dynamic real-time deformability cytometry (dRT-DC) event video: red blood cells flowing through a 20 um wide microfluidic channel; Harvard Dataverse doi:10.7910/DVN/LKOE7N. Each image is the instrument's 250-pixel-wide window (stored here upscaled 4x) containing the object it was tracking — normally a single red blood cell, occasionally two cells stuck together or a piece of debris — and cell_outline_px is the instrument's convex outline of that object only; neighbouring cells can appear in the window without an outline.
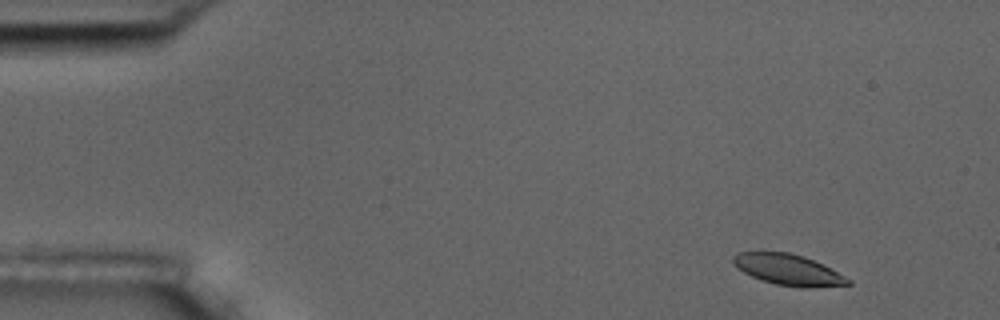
{"species": "common noctule bat (a hibernating species)", "species_latin": "Nyctalus noctula", "temperature_condition": "room temperature", "stored_images_in_passage": 5, "camera_frame_rate_fps": 3000, "um_per_image_px": 0.085, "animal": {"sex": "male", "body_mass_g": 17.5, "forearm_length_mm": 52.3}, "frame": {"image": 1, "passage_image": 2, "time_ms": 1.0, "image_size_px": [1000, 320], "cell_outline_px": [[852, 284], [812, 288], [808, 288], [776, 284], [752, 276], [744, 272], [732, 264], [732, 256], [736, 252], [788, 252], [804, 256], [852, 280]], "centroid_in_image_um": [66.97, 22.92], "position_along_channel_um": 18.0, "area_um2": 20.4}}
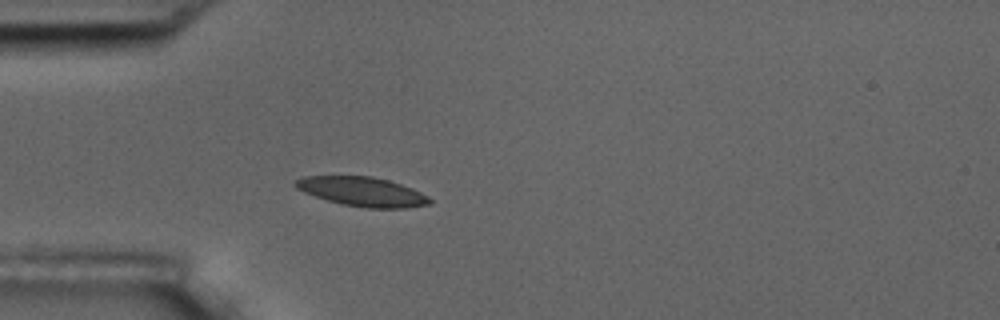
{"frame": {"image": 2, "passage_image": 5, "time_ms": 4.667, "image_size_px": [1000, 320], "cell_outline_px": [[432, 204], [408, 208], [368, 208], [344, 204], [328, 200], [304, 192], [296, 188], [292, 184], [292, 180], [304, 176], [372, 176], [388, 180], [412, 188], [428, 196], [432, 200]], "centroid_in_image_um": [30.79, 16.28], "position_along_channel_um": 54.2, "area_um2": 22.95}}